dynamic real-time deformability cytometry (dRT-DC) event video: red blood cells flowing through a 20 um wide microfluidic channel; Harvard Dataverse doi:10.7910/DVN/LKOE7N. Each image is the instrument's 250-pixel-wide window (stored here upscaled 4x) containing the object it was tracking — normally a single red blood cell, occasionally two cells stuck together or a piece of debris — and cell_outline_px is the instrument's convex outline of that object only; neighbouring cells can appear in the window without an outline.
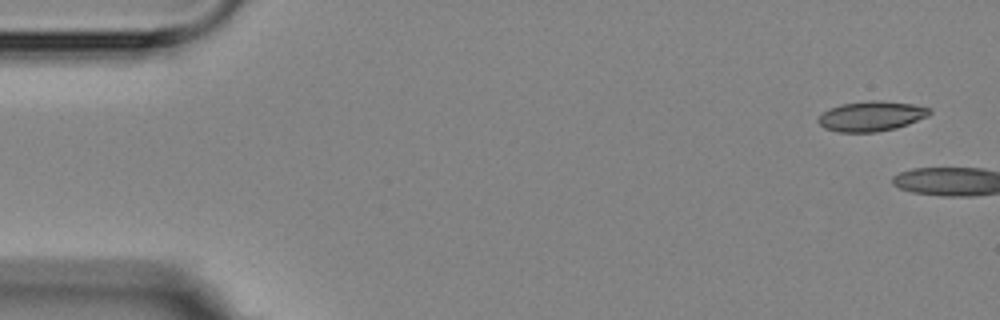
{"species": "Egyptian fruit bat (a non-hibernating species)", "species_latin": "Rousettus aegyptiacus", "temperature_condition": "room temperature", "stored_images_in_passage": 2, "camera_frame_rate_fps": 3000, "um_per_image_px": 0.085, "animal": {"sex": "female"}, "frame": {"image": 1, "passage_image": 1, "time_ms": 0.0, "image_size_px": [1000, 320], "cell_outline_px": [[932, 112], [928, 116], [908, 124], [896, 128], [876, 132], [836, 132], [824, 128], [816, 120], [828, 108], [840, 104], [868, 100], [880, 100], [912, 104], [932, 108]], "centroid_in_image_um": [74.06, 9.87], "position_along_channel_um": 10.9, "area_um2": 19.65}}